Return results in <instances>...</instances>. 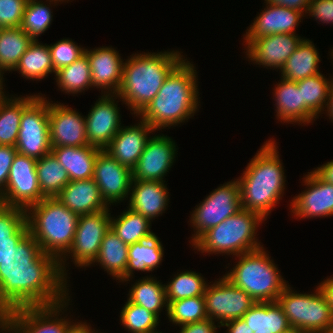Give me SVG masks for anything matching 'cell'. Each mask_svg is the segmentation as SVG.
Returning a JSON list of instances; mask_svg holds the SVG:
<instances>
[{
    "instance_id": "6",
    "label": "cell",
    "mask_w": 333,
    "mask_h": 333,
    "mask_svg": "<svg viewBox=\"0 0 333 333\" xmlns=\"http://www.w3.org/2000/svg\"><path fill=\"white\" fill-rule=\"evenodd\" d=\"M264 221L259 214L241 209L219 225L208 229L191 245L194 250L209 255L238 256L248 253L263 247L256 237V231Z\"/></svg>"
},
{
    "instance_id": "39",
    "label": "cell",
    "mask_w": 333,
    "mask_h": 333,
    "mask_svg": "<svg viewBox=\"0 0 333 333\" xmlns=\"http://www.w3.org/2000/svg\"><path fill=\"white\" fill-rule=\"evenodd\" d=\"M32 41L21 27L2 28L0 30V69L5 73L13 71Z\"/></svg>"
},
{
    "instance_id": "42",
    "label": "cell",
    "mask_w": 333,
    "mask_h": 333,
    "mask_svg": "<svg viewBox=\"0 0 333 333\" xmlns=\"http://www.w3.org/2000/svg\"><path fill=\"white\" fill-rule=\"evenodd\" d=\"M172 279L165 284L168 304L175 300L203 296L208 285L203 275L191 270L177 272Z\"/></svg>"
},
{
    "instance_id": "41",
    "label": "cell",
    "mask_w": 333,
    "mask_h": 333,
    "mask_svg": "<svg viewBox=\"0 0 333 333\" xmlns=\"http://www.w3.org/2000/svg\"><path fill=\"white\" fill-rule=\"evenodd\" d=\"M47 1L50 2V5L45 4ZM45 2L41 0H28L26 5L20 27L32 40L38 41V37L50 27L53 18V11L51 12L50 10L52 7L51 4L55 6L59 2L63 3L61 0H46Z\"/></svg>"
},
{
    "instance_id": "29",
    "label": "cell",
    "mask_w": 333,
    "mask_h": 333,
    "mask_svg": "<svg viewBox=\"0 0 333 333\" xmlns=\"http://www.w3.org/2000/svg\"><path fill=\"white\" fill-rule=\"evenodd\" d=\"M128 248L129 245L110 228L103 237L97 257L91 264H99L113 279L123 282L126 280Z\"/></svg>"
},
{
    "instance_id": "55",
    "label": "cell",
    "mask_w": 333,
    "mask_h": 333,
    "mask_svg": "<svg viewBox=\"0 0 333 333\" xmlns=\"http://www.w3.org/2000/svg\"><path fill=\"white\" fill-rule=\"evenodd\" d=\"M66 333H98V330H92L91 325L86 322H74L67 330ZM103 333V332H99Z\"/></svg>"
},
{
    "instance_id": "9",
    "label": "cell",
    "mask_w": 333,
    "mask_h": 333,
    "mask_svg": "<svg viewBox=\"0 0 333 333\" xmlns=\"http://www.w3.org/2000/svg\"><path fill=\"white\" fill-rule=\"evenodd\" d=\"M110 208L107 210L81 215L78 218L75 236L68 252L58 261L61 274L67 279L65 265L70 254L76 267L92 266L98 255L101 242L110 229ZM67 256V257H66Z\"/></svg>"
},
{
    "instance_id": "56",
    "label": "cell",
    "mask_w": 333,
    "mask_h": 333,
    "mask_svg": "<svg viewBox=\"0 0 333 333\" xmlns=\"http://www.w3.org/2000/svg\"><path fill=\"white\" fill-rule=\"evenodd\" d=\"M325 108L327 110H323V113H325L324 111H326V116H328L329 119H331V121L333 122V81L331 82L329 87L328 98Z\"/></svg>"
},
{
    "instance_id": "7",
    "label": "cell",
    "mask_w": 333,
    "mask_h": 333,
    "mask_svg": "<svg viewBox=\"0 0 333 333\" xmlns=\"http://www.w3.org/2000/svg\"><path fill=\"white\" fill-rule=\"evenodd\" d=\"M236 258H239L237 264L223 276L255 302L276 301L288 284L264 247Z\"/></svg>"
},
{
    "instance_id": "2",
    "label": "cell",
    "mask_w": 333,
    "mask_h": 333,
    "mask_svg": "<svg viewBox=\"0 0 333 333\" xmlns=\"http://www.w3.org/2000/svg\"><path fill=\"white\" fill-rule=\"evenodd\" d=\"M194 64L183 59L166 77L158 94L138 115L155 131L188 121L199 109L198 76Z\"/></svg>"
},
{
    "instance_id": "8",
    "label": "cell",
    "mask_w": 333,
    "mask_h": 333,
    "mask_svg": "<svg viewBox=\"0 0 333 333\" xmlns=\"http://www.w3.org/2000/svg\"><path fill=\"white\" fill-rule=\"evenodd\" d=\"M287 285L277 298L293 329L326 331L333 324V313L317 286L313 293H297Z\"/></svg>"
},
{
    "instance_id": "26",
    "label": "cell",
    "mask_w": 333,
    "mask_h": 333,
    "mask_svg": "<svg viewBox=\"0 0 333 333\" xmlns=\"http://www.w3.org/2000/svg\"><path fill=\"white\" fill-rule=\"evenodd\" d=\"M101 149L92 145L82 147H54L51 152L58 159L70 181L93 178L95 162Z\"/></svg>"
},
{
    "instance_id": "60",
    "label": "cell",
    "mask_w": 333,
    "mask_h": 333,
    "mask_svg": "<svg viewBox=\"0 0 333 333\" xmlns=\"http://www.w3.org/2000/svg\"><path fill=\"white\" fill-rule=\"evenodd\" d=\"M326 333H333V324L326 330Z\"/></svg>"
},
{
    "instance_id": "32",
    "label": "cell",
    "mask_w": 333,
    "mask_h": 333,
    "mask_svg": "<svg viewBox=\"0 0 333 333\" xmlns=\"http://www.w3.org/2000/svg\"><path fill=\"white\" fill-rule=\"evenodd\" d=\"M28 232L26 210L0 203V264Z\"/></svg>"
},
{
    "instance_id": "46",
    "label": "cell",
    "mask_w": 333,
    "mask_h": 333,
    "mask_svg": "<svg viewBox=\"0 0 333 333\" xmlns=\"http://www.w3.org/2000/svg\"><path fill=\"white\" fill-rule=\"evenodd\" d=\"M27 3L28 0H0V26L20 27Z\"/></svg>"
},
{
    "instance_id": "50",
    "label": "cell",
    "mask_w": 333,
    "mask_h": 333,
    "mask_svg": "<svg viewBox=\"0 0 333 333\" xmlns=\"http://www.w3.org/2000/svg\"><path fill=\"white\" fill-rule=\"evenodd\" d=\"M270 4L280 5L289 9L301 11L306 15L311 0H264Z\"/></svg>"
},
{
    "instance_id": "53",
    "label": "cell",
    "mask_w": 333,
    "mask_h": 333,
    "mask_svg": "<svg viewBox=\"0 0 333 333\" xmlns=\"http://www.w3.org/2000/svg\"><path fill=\"white\" fill-rule=\"evenodd\" d=\"M313 171L325 182L333 184V160L314 168Z\"/></svg>"
},
{
    "instance_id": "12",
    "label": "cell",
    "mask_w": 333,
    "mask_h": 333,
    "mask_svg": "<svg viewBox=\"0 0 333 333\" xmlns=\"http://www.w3.org/2000/svg\"><path fill=\"white\" fill-rule=\"evenodd\" d=\"M37 160L17 152L10 167L5 189L0 193V203L27 210L45 197L41 193L36 171Z\"/></svg>"
},
{
    "instance_id": "1",
    "label": "cell",
    "mask_w": 333,
    "mask_h": 333,
    "mask_svg": "<svg viewBox=\"0 0 333 333\" xmlns=\"http://www.w3.org/2000/svg\"><path fill=\"white\" fill-rule=\"evenodd\" d=\"M67 285L58 261L28 232L1 261L0 309L59 304L69 297Z\"/></svg>"
},
{
    "instance_id": "31",
    "label": "cell",
    "mask_w": 333,
    "mask_h": 333,
    "mask_svg": "<svg viewBox=\"0 0 333 333\" xmlns=\"http://www.w3.org/2000/svg\"><path fill=\"white\" fill-rule=\"evenodd\" d=\"M320 61L319 52L313 42L304 38L281 68V77L297 82L321 73L318 67Z\"/></svg>"
},
{
    "instance_id": "57",
    "label": "cell",
    "mask_w": 333,
    "mask_h": 333,
    "mask_svg": "<svg viewBox=\"0 0 333 333\" xmlns=\"http://www.w3.org/2000/svg\"><path fill=\"white\" fill-rule=\"evenodd\" d=\"M4 73L5 72L0 69V102L5 100L8 96H10V95H6L5 92L3 91V89H4L3 80L5 79V78H3Z\"/></svg>"
},
{
    "instance_id": "58",
    "label": "cell",
    "mask_w": 333,
    "mask_h": 333,
    "mask_svg": "<svg viewBox=\"0 0 333 333\" xmlns=\"http://www.w3.org/2000/svg\"><path fill=\"white\" fill-rule=\"evenodd\" d=\"M301 333H326V331H301Z\"/></svg>"
},
{
    "instance_id": "59",
    "label": "cell",
    "mask_w": 333,
    "mask_h": 333,
    "mask_svg": "<svg viewBox=\"0 0 333 333\" xmlns=\"http://www.w3.org/2000/svg\"><path fill=\"white\" fill-rule=\"evenodd\" d=\"M286 333H301V330H297V329L292 328L290 331H288Z\"/></svg>"
},
{
    "instance_id": "14",
    "label": "cell",
    "mask_w": 333,
    "mask_h": 333,
    "mask_svg": "<svg viewBox=\"0 0 333 333\" xmlns=\"http://www.w3.org/2000/svg\"><path fill=\"white\" fill-rule=\"evenodd\" d=\"M70 300L69 296L63 302L52 306L12 310V333H66L74 322L61 315L67 311Z\"/></svg>"
},
{
    "instance_id": "34",
    "label": "cell",
    "mask_w": 333,
    "mask_h": 333,
    "mask_svg": "<svg viewBox=\"0 0 333 333\" xmlns=\"http://www.w3.org/2000/svg\"><path fill=\"white\" fill-rule=\"evenodd\" d=\"M281 81L273 88V99L276 102V117L278 121L302 124V95L297 82L281 77Z\"/></svg>"
},
{
    "instance_id": "28",
    "label": "cell",
    "mask_w": 333,
    "mask_h": 333,
    "mask_svg": "<svg viewBox=\"0 0 333 333\" xmlns=\"http://www.w3.org/2000/svg\"><path fill=\"white\" fill-rule=\"evenodd\" d=\"M332 79L322 73L297 81L302 95V124L313 123L325 109ZM319 114V115H318ZM318 116V117H317Z\"/></svg>"
},
{
    "instance_id": "40",
    "label": "cell",
    "mask_w": 333,
    "mask_h": 333,
    "mask_svg": "<svg viewBox=\"0 0 333 333\" xmlns=\"http://www.w3.org/2000/svg\"><path fill=\"white\" fill-rule=\"evenodd\" d=\"M58 88L66 94L74 96L92 87L90 64L84 53L72 64L55 72Z\"/></svg>"
},
{
    "instance_id": "15",
    "label": "cell",
    "mask_w": 333,
    "mask_h": 333,
    "mask_svg": "<svg viewBox=\"0 0 333 333\" xmlns=\"http://www.w3.org/2000/svg\"><path fill=\"white\" fill-rule=\"evenodd\" d=\"M100 194L109 206L128 200L132 181V170L120 164L105 150H100L95 162L92 178Z\"/></svg>"
},
{
    "instance_id": "17",
    "label": "cell",
    "mask_w": 333,
    "mask_h": 333,
    "mask_svg": "<svg viewBox=\"0 0 333 333\" xmlns=\"http://www.w3.org/2000/svg\"><path fill=\"white\" fill-rule=\"evenodd\" d=\"M117 98H119L117 94H102L85 116L89 145L104 150L121 129L122 122Z\"/></svg>"
},
{
    "instance_id": "43",
    "label": "cell",
    "mask_w": 333,
    "mask_h": 333,
    "mask_svg": "<svg viewBox=\"0 0 333 333\" xmlns=\"http://www.w3.org/2000/svg\"><path fill=\"white\" fill-rule=\"evenodd\" d=\"M167 317L172 324L179 327L207 319L204 296L171 301L168 304Z\"/></svg>"
},
{
    "instance_id": "52",
    "label": "cell",
    "mask_w": 333,
    "mask_h": 333,
    "mask_svg": "<svg viewBox=\"0 0 333 333\" xmlns=\"http://www.w3.org/2000/svg\"><path fill=\"white\" fill-rule=\"evenodd\" d=\"M318 287L320 288L321 292L324 294L328 305L331 308L333 313V276L327 277L321 283H318Z\"/></svg>"
},
{
    "instance_id": "51",
    "label": "cell",
    "mask_w": 333,
    "mask_h": 333,
    "mask_svg": "<svg viewBox=\"0 0 333 333\" xmlns=\"http://www.w3.org/2000/svg\"><path fill=\"white\" fill-rule=\"evenodd\" d=\"M227 327V333H253V330L249 328L245 319L242 317L225 322L221 327Z\"/></svg>"
},
{
    "instance_id": "47",
    "label": "cell",
    "mask_w": 333,
    "mask_h": 333,
    "mask_svg": "<svg viewBox=\"0 0 333 333\" xmlns=\"http://www.w3.org/2000/svg\"><path fill=\"white\" fill-rule=\"evenodd\" d=\"M306 14L321 23L333 24V0H311Z\"/></svg>"
},
{
    "instance_id": "21",
    "label": "cell",
    "mask_w": 333,
    "mask_h": 333,
    "mask_svg": "<svg viewBox=\"0 0 333 333\" xmlns=\"http://www.w3.org/2000/svg\"><path fill=\"white\" fill-rule=\"evenodd\" d=\"M118 52L112 46L85 49L92 87L100 88L102 94H117L121 86L124 60Z\"/></svg>"
},
{
    "instance_id": "11",
    "label": "cell",
    "mask_w": 333,
    "mask_h": 333,
    "mask_svg": "<svg viewBox=\"0 0 333 333\" xmlns=\"http://www.w3.org/2000/svg\"><path fill=\"white\" fill-rule=\"evenodd\" d=\"M39 96L22 112L16 150L37 159L51 152L49 133V100ZM41 95V96H40Z\"/></svg>"
},
{
    "instance_id": "48",
    "label": "cell",
    "mask_w": 333,
    "mask_h": 333,
    "mask_svg": "<svg viewBox=\"0 0 333 333\" xmlns=\"http://www.w3.org/2000/svg\"><path fill=\"white\" fill-rule=\"evenodd\" d=\"M16 154L15 146L0 145V193L7 185L10 167Z\"/></svg>"
},
{
    "instance_id": "3",
    "label": "cell",
    "mask_w": 333,
    "mask_h": 333,
    "mask_svg": "<svg viewBox=\"0 0 333 333\" xmlns=\"http://www.w3.org/2000/svg\"><path fill=\"white\" fill-rule=\"evenodd\" d=\"M277 148L275 140L264 142L237 179L242 209L255 212L264 220L282 199L286 185Z\"/></svg>"
},
{
    "instance_id": "27",
    "label": "cell",
    "mask_w": 333,
    "mask_h": 333,
    "mask_svg": "<svg viewBox=\"0 0 333 333\" xmlns=\"http://www.w3.org/2000/svg\"><path fill=\"white\" fill-rule=\"evenodd\" d=\"M242 318L253 333H286L292 329L277 301L256 302Z\"/></svg>"
},
{
    "instance_id": "45",
    "label": "cell",
    "mask_w": 333,
    "mask_h": 333,
    "mask_svg": "<svg viewBox=\"0 0 333 333\" xmlns=\"http://www.w3.org/2000/svg\"><path fill=\"white\" fill-rule=\"evenodd\" d=\"M48 46L55 72L79 59L84 54L86 49L78 46V44L68 38H64L56 43H53V45L50 44Z\"/></svg>"
},
{
    "instance_id": "35",
    "label": "cell",
    "mask_w": 333,
    "mask_h": 333,
    "mask_svg": "<svg viewBox=\"0 0 333 333\" xmlns=\"http://www.w3.org/2000/svg\"><path fill=\"white\" fill-rule=\"evenodd\" d=\"M128 300L132 303L138 304L148 311L154 313L159 319L161 311L168 313V302L166 298L165 284L159 282L151 276H146L134 282L129 289Z\"/></svg>"
},
{
    "instance_id": "19",
    "label": "cell",
    "mask_w": 333,
    "mask_h": 333,
    "mask_svg": "<svg viewBox=\"0 0 333 333\" xmlns=\"http://www.w3.org/2000/svg\"><path fill=\"white\" fill-rule=\"evenodd\" d=\"M49 102V133L51 147H82L87 141L85 116L59 102Z\"/></svg>"
},
{
    "instance_id": "5",
    "label": "cell",
    "mask_w": 333,
    "mask_h": 333,
    "mask_svg": "<svg viewBox=\"0 0 333 333\" xmlns=\"http://www.w3.org/2000/svg\"><path fill=\"white\" fill-rule=\"evenodd\" d=\"M79 216L56 197L44 198L26 210L29 233L42 252L59 261L72 245Z\"/></svg>"
},
{
    "instance_id": "4",
    "label": "cell",
    "mask_w": 333,
    "mask_h": 333,
    "mask_svg": "<svg viewBox=\"0 0 333 333\" xmlns=\"http://www.w3.org/2000/svg\"><path fill=\"white\" fill-rule=\"evenodd\" d=\"M181 53L177 50L142 52L126 59L117 95L134 116L138 117L155 98L166 77L185 58Z\"/></svg>"
},
{
    "instance_id": "20",
    "label": "cell",
    "mask_w": 333,
    "mask_h": 333,
    "mask_svg": "<svg viewBox=\"0 0 333 333\" xmlns=\"http://www.w3.org/2000/svg\"><path fill=\"white\" fill-rule=\"evenodd\" d=\"M304 38L297 34H272L250 40L246 44V58L264 68L280 69Z\"/></svg>"
},
{
    "instance_id": "23",
    "label": "cell",
    "mask_w": 333,
    "mask_h": 333,
    "mask_svg": "<svg viewBox=\"0 0 333 333\" xmlns=\"http://www.w3.org/2000/svg\"><path fill=\"white\" fill-rule=\"evenodd\" d=\"M152 132L156 131L142 119L137 125L122 126L104 150L132 170L151 137L149 133Z\"/></svg>"
},
{
    "instance_id": "25",
    "label": "cell",
    "mask_w": 333,
    "mask_h": 333,
    "mask_svg": "<svg viewBox=\"0 0 333 333\" xmlns=\"http://www.w3.org/2000/svg\"><path fill=\"white\" fill-rule=\"evenodd\" d=\"M69 210L78 216L109 209L96 182L90 179L70 181L56 196Z\"/></svg>"
},
{
    "instance_id": "38",
    "label": "cell",
    "mask_w": 333,
    "mask_h": 333,
    "mask_svg": "<svg viewBox=\"0 0 333 333\" xmlns=\"http://www.w3.org/2000/svg\"><path fill=\"white\" fill-rule=\"evenodd\" d=\"M36 171L41 193L45 198L56 197L70 182L66 169L52 152L37 159Z\"/></svg>"
},
{
    "instance_id": "18",
    "label": "cell",
    "mask_w": 333,
    "mask_h": 333,
    "mask_svg": "<svg viewBox=\"0 0 333 333\" xmlns=\"http://www.w3.org/2000/svg\"><path fill=\"white\" fill-rule=\"evenodd\" d=\"M303 177L307 189L292 199L290 211L295 218L330 217L333 215V184L322 180L313 170Z\"/></svg>"
},
{
    "instance_id": "10",
    "label": "cell",
    "mask_w": 333,
    "mask_h": 333,
    "mask_svg": "<svg viewBox=\"0 0 333 333\" xmlns=\"http://www.w3.org/2000/svg\"><path fill=\"white\" fill-rule=\"evenodd\" d=\"M241 209L240 185L237 179L220 184L195 207V210H192L189 220L194 228V234L190 244L208 229L219 225Z\"/></svg>"
},
{
    "instance_id": "37",
    "label": "cell",
    "mask_w": 333,
    "mask_h": 333,
    "mask_svg": "<svg viewBox=\"0 0 333 333\" xmlns=\"http://www.w3.org/2000/svg\"><path fill=\"white\" fill-rule=\"evenodd\" d=\"M124 210L123 213L114 219L110 218V228L127 245L137 243L154 236L151 231V220L142 214L133 211L131 208Z\"/></svg>"
},
{
    "instance_id": "36",
    "label": "cell",
    "mask_w": 333,
    "mask_h": 333,
    "mask_svg": "<svg viewBox=\"0 0 333 333\" xmlns=\"http://www.w3.org/2000/svg\"><path fill=\"white\" fill-rule=\"evenodd\" d=\"M13 71H19L23 78L40 81L54 73L48 44L33 40Z\"/></svg>"
},
{
    "instance_id": "30",
    "label": "cell",
    "mask_w": 333,
    "mask_h": 333,
    "mask_svg": "<svg viewBox=\"0 0 333 333\" xmlns=\"http://www.w3.org/2000/svg\"><path fill=\"white\" fill-rule=\"evenodd\" d=\"M158 236L149 237L129 245L128 264L126 268V280H132L134 271L152 272L162 263L164 256V247Z\"/></svg>"
},
{
    "instance_id": "24",
    "label": "cell",
    "mask_w": 333,
    "mask_h": 333,
    "mask_svg": "<svg viewBox=\"0 0 333 333\" xmlns=\"http://www.w3.org/2000/svg\"><path fill=\"white\" fill-rule=\"evenodd\" d=\"M166 185L160 181L132 179L128 207L151 221L155 220L168 206L170 198Z\"/></svg>"
},
{
    "instance_id": "13",
    "label": "cell",
    "mask_w": 333,
    "mask_h": 333,
    "mask_svg": "<svg viewBox=\"0 0 333 333\" xmlns=\"http://www.w3.org/2000/svg\"><path fill=\"white\" fill-rule=\"evenodd\" d=\"M203 296L208 318L218 322L220 326L243 317L256 303L248 293L234 286L224 276L208 284Z\"/></svg>"
},
{
    "instance_id": "61",
    "label": "cell",
    "mask_w": 333,
    "mask_h": 333,
    "mask_svg": "<svg viewBox=\"0 0 333 333\" xmlns=\"http://www.w3.org/2000/svg\"><path fill=\"white\" fill-rule=\"evenodd\" d=\"M332 51H331V59H333V49H331ZM332 79V81H333V78H331Z\"/></svg>"
},
{
    "instance_id": "49",
    "label": "cell",
    "mask_w": 333,
    "mask_h": 333,
    "mask_svg": "<svg viewBox=\"0 0 333 333\" xmlns=\"http://www.w3.org/2000/svg\"><path fill=\"white\" fill-rule=\"evenodd\" d=\"M218 327L220 328L221 326L218 325V323L215 324L213 320L207 318L203 321L180 326L181 330L179 333H216Z\"/></svg>"
},
{
    "instance_id": "22",
    "label": "cell",
    "mask_w": 333,
    "mask_h": 333,
    "mask_svg": "<svg viewBox=\"0 0 333 333\" xmlns=\"http://www.w3.org/2000/svg\"><path fill=\"white\" fill-rule=\"evenodd\" d=\"M266 3V8L254 18V22L246 30L244 34V45L250 40L272 35V34H296V27L299 26L303 12L289 9L280 5ZM302 18V19H301Z\"/></svg>"
},
{
    "instance_id": "16",
    "label": "cell",
    "mask_w": 333,
    "mask_h": 333,
    "mask_svg": "<svg viewBox=\"0 0 333 333\" xmlns=\"http://www.w3.org/2000/svg\"><path fill=\"white\" fill-rule=\"evenodd\" d=\"M176 147L175 141L167 135L151 136L132 169V179L166 182L164 178L177 157Z\"/></svg>"
},
{
    "instance_id": "44",
    "label": "cell",
    "mask_w": 333,
    "mask_h": 333,
    "mask_svg": "<svg viewBox=\"0 0 333 333\" xmlns=\"http://www.w3.org/2000/svg\"><path fill=\"white\" fill-rule=\"evenodd\" d=\"M120 322L129 333H151L160 323L154 313L128 299L121 309Z\"/></svg>"
},
{
    "instance_id": "62",
    "label": "cell",
    "mask_w": 333,
    "mask_h": 333,
    "mask_svg": "<svg viewBox=\"0 0 333 333\" xmlns=\"http://www.w3.org/2000/svg\"><path fill=\"white\" fill-rule=\"evenodd\" d=\"M151 333H162V332H160L159 330L158 331L156 330V331L151 332Z\"/></svg>"
},
{
    "instance_id": "33",
    "label": "cell",
    "mask_w": 333,
    "mask_h": 333,
    "mask_svg": "<svg viewBox=\"0 0 333 333\" xmlns=\"http://www.w3.org/2000/svg\"><path fill=\"white\" fill-rule=\"evenodd\" d=\"M38 96L37 94L26 95V97L10 95L0 102V145H16L22 112Z\"/></svg>"
},
{
    "instance_id": "54",
    "label": "cell",
    "mask_w": 333,
    "mask_h": 333,
    "mask_svg": "<svg viewBox=\"0 0 333 333\" xmlns=\"http://www.w3.org/2000/svg\"><path fill=\"white\" fill-rule=\"evenodd\" d=\"M5 331V332H4ZM12 333L11 310L0 309V333Z\"/></svg>"
}]
</instances>
